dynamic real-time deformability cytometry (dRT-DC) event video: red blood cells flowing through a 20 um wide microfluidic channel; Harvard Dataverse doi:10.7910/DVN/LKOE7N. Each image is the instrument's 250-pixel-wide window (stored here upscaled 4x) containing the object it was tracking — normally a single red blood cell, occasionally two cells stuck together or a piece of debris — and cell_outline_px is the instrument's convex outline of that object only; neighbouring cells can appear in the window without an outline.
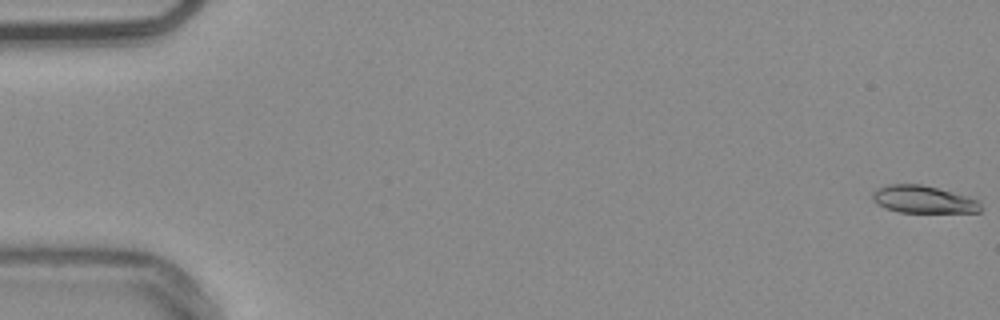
{"species": "common noctule bat (a hibernating species)", "species_latin": "Nyctalus noctula", "temperature_condition": "warm", "stored_images_in_passage": 55, "camera_frame_rate_fps": 3000, "um_per_image_px": 0.085, "animal": {"sex": "male", "body_mass_g": 20.4}, "frame": {"image": 1, "passage_image": 1, "time_ms": 0.0, "image_size_px": [1000, 320], "cell_outline_px": [[984, 208], [980, 212], [900, 212], [876, 204], [872, 200], [872, 192], [876, 188], [888, 184], [920, 184], [936, 188], [980, 200]], "centroid_in_image_um": [78.48, 16.95], "position_along_channel_um": 6.5, "area_um2": 17.28}}
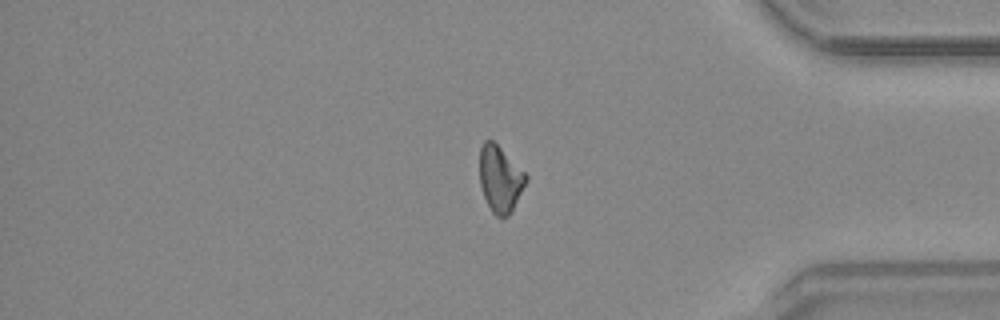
{"frame": {"image": 2, "passage_image": 46, "time_ms": 15.0, "image_size_px": [1000, 320], "cell_outline_px": [[528, 180], [512, 212], [508, 216], [500, 220], [492, 212], [484, 196], [480, 184], [480, 148], [484, 140], [492, 140], [528, 176]], "centroid_in_image_um": [42.52, 15.27], "position_along_channel_um": 392.7, "area_um2": 17.86}}
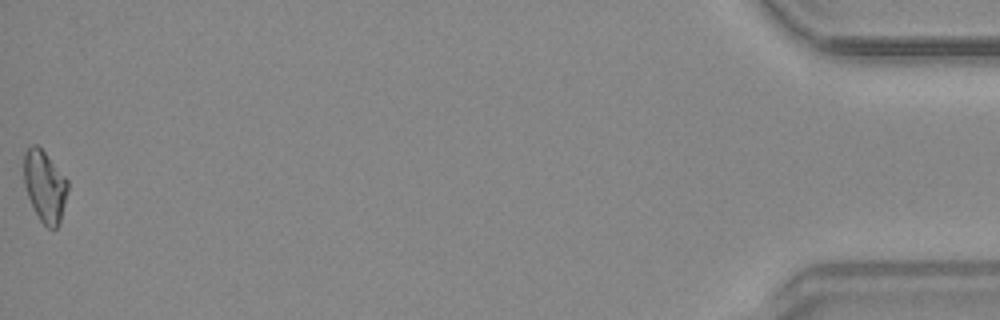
{"frame": {"image": 3, "passage_image": 55, "time_ms": 18.0, "image_size_px": [1000, 320], "cell_outline_px": [[68, 188], [60, 224], [56, 228], [48, 228], [40, 220], [28, 196], [24, 184], [24, 152], [32, 144], [36, 144], [44, 152], [68, 180]], "centroid_in_image_um": [3.81, 15.83], "position_along_channel_um": 431.4, "area_um2": 18.03}}